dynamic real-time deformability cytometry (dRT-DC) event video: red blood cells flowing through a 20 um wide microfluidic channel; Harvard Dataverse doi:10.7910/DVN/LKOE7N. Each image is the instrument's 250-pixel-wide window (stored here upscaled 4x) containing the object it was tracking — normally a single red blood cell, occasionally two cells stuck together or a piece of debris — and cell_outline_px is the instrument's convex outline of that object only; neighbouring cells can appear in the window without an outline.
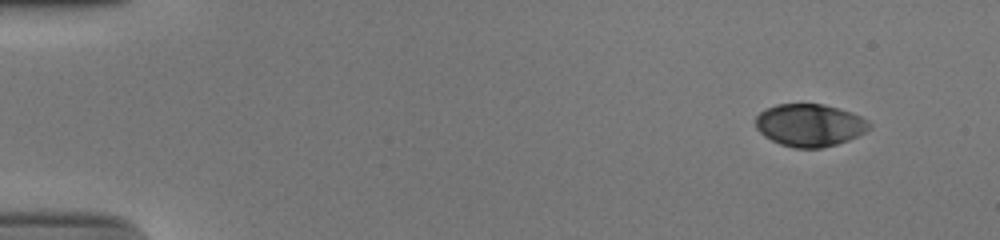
{"species": "human", "species_latin": "Homo sapiens", "temperature_condition": "cold", "stored_images_in_passage": 49, "camera_frame_rate_fps": 3000, "um_per_image_px": 0.085, "donor": {"sex": "male"}, "frame": {"image": 1, "passage_image": 1, "time_ms": 0.0, "image_size_px": [1000, 240], "cell_outline_px": [[872, 124], [864, 132], [848, 140], [836, 144], [820, 148], [792, 148], [780, 144], [764, 136], [756, 128], [756, 116], [760, 112], [776, 104], [824, 104], [852, 112], [860, 116]], "centroid_in_image_um": [68.8, 10.64], "position_along_channel_um": 16.2, "area_um2": 28.03}}
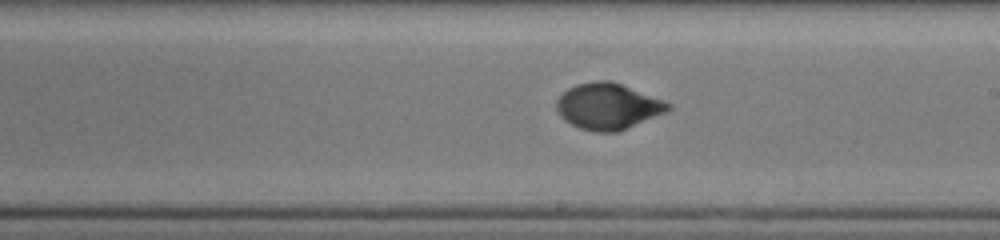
{"frame": {"image": 2, "passage_image": 28, "time_ms": 9.0, "image_size_px": [1000, 240], "cell_outline_px": [[672, 108], [668, 112], [620, 132], [596, 132], [580, 128], [564, 120], [560, 116], [556, 108], [556, 100], [568, 88], [576, 84], [596, 80], [608, 80], [620, 84], [672, 104]], "centroid_in_image_um": [51.68, 9.06], "position_along_channel_um": 237.3, "area_um2": 30.06}}
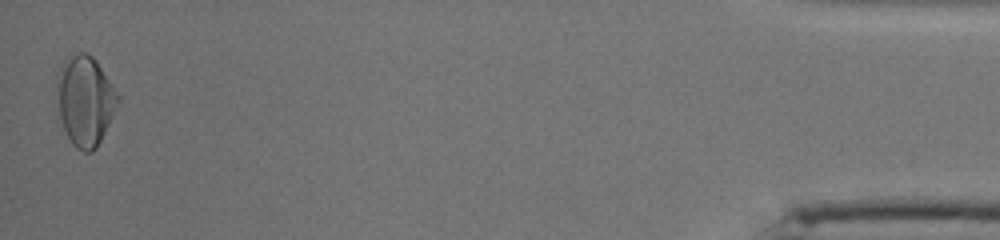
{"frame": {"image": 3, "passage_image": 49, "time_ms": 16.0, "image_size_px": [1000, 240], "cell_outline_px": [[120, 100], [96, 148], [92, 152], [84, 152], [76, 148], [72, 144], [64, 128], [60, 116], [56, 80], [56, 76], [60, 68], [72, 56], [80, 52], [84, 52], [92, 56], [96, 60], [120, 96]], "centroid_in_image_um": [7.25, 8.56], "position_along_channel_um": 428.0, "area_um2": 31.33}, "authors_computed_cell_mechanics": {"area_um2": 29.189, "velocity_mm_per_s": 3.9076, "shape_relaxation_time_tau1_ms": 3.4364, "shape_relaxation_time_tau2_ms": 0.9437, "deformation_change_tau1": 0.1402, "deformation_change_tau2": 0.0354}}